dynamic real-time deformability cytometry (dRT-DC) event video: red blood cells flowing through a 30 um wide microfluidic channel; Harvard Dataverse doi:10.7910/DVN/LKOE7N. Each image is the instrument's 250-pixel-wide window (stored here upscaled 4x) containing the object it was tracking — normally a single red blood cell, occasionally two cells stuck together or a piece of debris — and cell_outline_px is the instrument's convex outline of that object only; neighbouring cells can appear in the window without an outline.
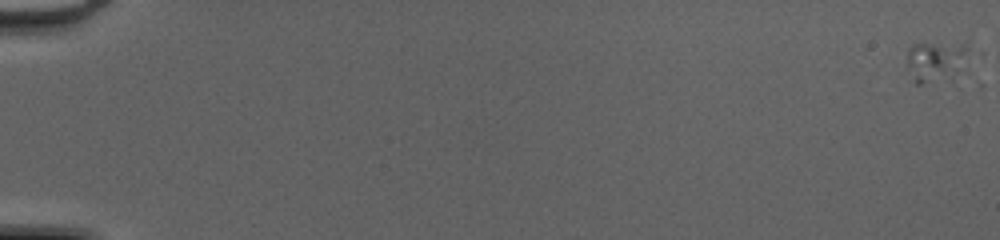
{"species": "common noctule bat (a hibernating species)", "species_latin": "Nyctalus noctula", "temperature_condition": "cold", "stored_images_in_passage": 3, "camera_frame_rate_fps": 3000, "um_per_image_px": 0.085, "animal": {"sex": "female", "body_mass_g": 20.0, "forearm_length_mm": 54.0}, "frame": {"image": 1, "passage_image": 1, "time_ms": 0.0, "image_size_px": [1000, 240], "cell_outline_px": [[984, 52], [920, 84], [916, 84], [908, 64], [908, 48], [912, 44], [968, 44]], "centroid_in_image_um": [79.68, 5.01], "position_along_channel_um": 5.3, "area_um2": 13.47}}